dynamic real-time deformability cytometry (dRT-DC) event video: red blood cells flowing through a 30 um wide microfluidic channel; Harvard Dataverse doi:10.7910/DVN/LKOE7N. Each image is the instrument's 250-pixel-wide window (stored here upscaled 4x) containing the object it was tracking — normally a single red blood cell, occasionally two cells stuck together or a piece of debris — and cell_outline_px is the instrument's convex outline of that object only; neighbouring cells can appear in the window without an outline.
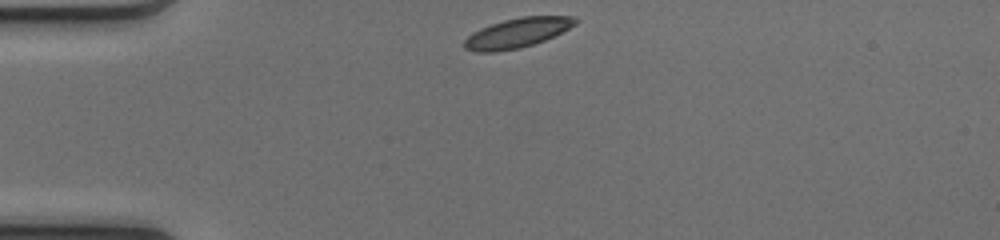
{"species": "common noctule bat (a hibernating species)", "species_latin": "Nyctalus noctula", "temperature_condition": "cold", "stored_images_in_passage": 39, "camera_frame_rate_fps": 3000, "um_per_image_px": 0.085, "animal": {"sex": "female", "body_mass_g": 17.0, "forearm_length_mm": 48.0}, "frame": {"image": 1, "passage_image": 1, "time_ms": 0.0, "image_size_px": [1000, 240], "cell_outline_px": [[580, 20], [576, 24], [544, 40], [520, 48], [496, 52], [476, 52], [464, 48], [464, 40], [472, 32], [480, 28], [504, 20], [520, 16], [572, 16]], "centroid_in_image_um": [43.94, 2.79], "position_along_channel_um": 41.1, "area_um2": 19.07}}
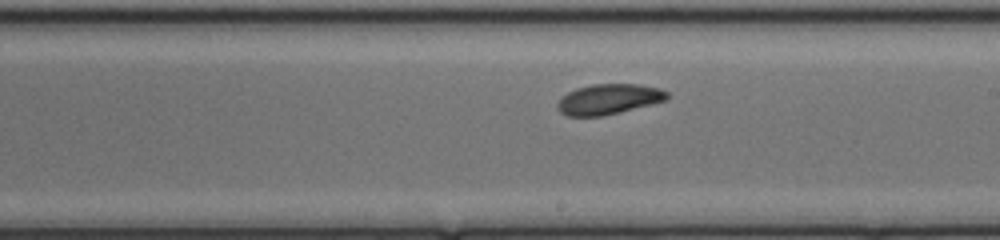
{"frame": {"image": 2, "passage_image": 18, "time_ms": 5.667, "image_size_px": [1000, 240], "cell_outline_px": [[668, 100], [620, 112], [600, 116], [568, 116], [560, 112], [556, 108], [556, 104], [568, 92], [576, 88], [592, 84], [640, 84], [660, 88], [668, 92]], "centroid_in_image_um": [51.76, 8.42], "position_along_channel_um": 237.2, "area_um2": 19.42}}
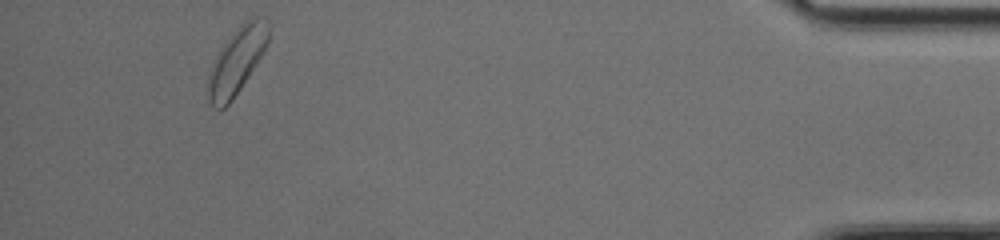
{"frame": {"image": 3, "passage_image": 36, "time_ms": 11.667, "image_size_px": [1000, 240], "cell_outline_px": [[268, 44], [264, 52], [232, 100], [224, 108], [212, 108], [208, 100], [208, 72], [216, 52], [232, 32], [248, 16], [264, 16], [268, 20]], "centroid_in_image_um": [20.11, 5.11], "position_along_channel_um": 415.1, "area_um2": 23.76}, "authors_computed_cell_mechanics": {"area_um2": 19.8254, "velocity_mm_per_s": 4.0645, "shape_relaxation_time_tau1_ms": 2.1405, "shape_relaxation_time_tau2_ms": null, "deformation_change_tau1": 0.1086, "deformation_change_tau2": null}}